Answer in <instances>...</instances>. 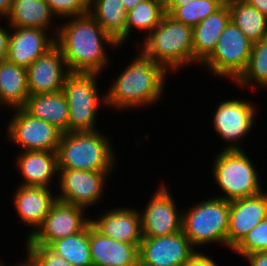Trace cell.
<instances>
[{"label":"cell","mask_w":267,"mask_h":266,"mask_svg":"<svg viewBox=\"0 0 267 266\" xmlns=\"http://www.w3.org/2000/svg\"><path fill=\"white\" fill-rule=\"evenodd\" d=\"M267 217V193L230 201L227 247L233 250L245 236Z\"/></svg>","instance_id":"cell-16"},{"label":"cell","mask_w":267,"mask_h":266,"mask_svg":"<svg viewBox=\"0 0 267 266\" xmlns=\"http://www.w3.org/2000/svg\"><path fill=\"white\" fill-rule=\"evenodd\" d=\"M27 69L4 60L0 62V107L23 108L29 97Z\"/></svg>","instance_id":"cell-24"},{"label":"cell","mask_w":267,"mask_h":266,"mask_svg":"<svg viewBox=\"0 0 267 266\" xmlns=\"http://www.w3.org/2000/svg\"><path fill=\"white\" fill-rule=\"evenodd\" d=\"M8 28H2L0 25V62L6 60L8 51V41L11 31Z\"/></svg>","instance_id":"cell-37"},{"label":"cell","mask_w":267,"mask_h":266,"mask_svg":"<svg viewBox=\"0 0 267 266\" xmlns=\"http://www.w3.org/2000/svg\"><path fill=\"white\" fill-rule=\"evenodd\" d=\"M31 116L55 125L68 133L69 105L63 91L30 95L23 107Z\"/></svg>","instance_id":"cell-23"},{"label":"cell","mask_w":267,"mask_h":266,"mask_svg":"<svg viewBox=\"0 0 267 266\" xmlns=\"http://www.w3.org/2000/svg\"><path fill=\"white\" fill-rule=\"evenodd\" d=\"M84 211L83 207L57 200L42 226L26 239V243L49 246L58 239L81 232L90 223V218L85 216Z\"/></svg>","instance_id":"cell-13"},{"label":"cell","mask_w":267,"mask_h":266,"mask_svg":"<svg viewBox=\"0 0 267 266\" xmlns=\"http://www.w3.org/2000/svg\"><path fill=\"white\" fill-rule=\"evenodd\" d=\"M249 100H223L213 113V128L223 141L229 142L223 150H242L238 146L251 131L258 107ZM257 111V112H256Z\"/></svg>","instance_id":"cell-10"},{"label":"cell","mask_w":267,"mask_h":266,"mask_svg":"<svg viewBox=\"0 0 267 266\" xmlns=\"http://www.w3.org/2000/svg\"><path fill=\"white\" fill-rule=\"evenodd\" d=\"M249 5L258 9L262 14L267 16V0H244Z\"/></svg>","instance_id":"cell-38"},{"label":"cell","mask_w":267,"mask_h":266,"mask_svg":"<svg viewBox=\"0 0 267 266\" xmlns=\"http://www.w3.org/2000/svg\"><path fill=\"white\" fill-rule=\"evenodd\" d=\"M124 5L126 11H130L133 7H135L139 2L144 0H121Z\"/></svg>","instance_id":"cell-42"},{"label":"cell","mask_w":267,"mask_h":266,"mask_svg":"<svg viewBox=\"0 0 267 266\" xmlns=\"http://www.w3.org/2000/svg\"><path fill=\"white\" fill-rule=\"evenodd\" d=\"M195 251L183 230L168 236L143 237L139 266H183Z\"/></svg>","instance_id":"cell-14"},{"label":"cell","mask_w":267,"mask_h":266,"mask_svg":"<svg viewBox=\"0 0 267 266\" xmlns=\"http://www.w3.org/2000/svg\"><path fill=\"white\" fill-rule=\"evenodd\" d=\"M100 75L70 72L66 76L62 91L69 105L68 133L96 131L99 106H106V96H99L97 87Z\"/></svg>","instance_id":"cell-5"},{"label":"cell","mask_w":267,"mask_h":266,"mask_svg":"<svg viewBox=\"0 0 267 266\" xmlns=\"http://www.w3.org/2000/svg\"><path fill=\"white\" fill-rule=\"evenodd\" d=\"M7 126L8 140L23 151L57 152L62 131L55 125L31 116L24 108L13 109Z\"/></svg>","instance_id":"cell-9"},{"label":"cell","mask_w":267,"mask_h":266,"mask_svg":"<svg viewBox=\"0 0 267 266\" xmlns=\"http://www.w3.org/2000/svg\"><path fill=\"white\" fill-rule=\"evenodd\" d=\"M56 17L44 0H13L7 15L8 25L48 30Z\"/></svg>","instance_id":"cell-26"},{"label":"cell","mask_w":267,"mask_h":266,"mask_svg":"<svg viewBox=\"0 0 267 266\" xmlns=\"http://www.w3.org/2000/svg\"><path fill=\"white\" fill-rule=\"evenodd\" d=\"M235 82L245 88L254 82L259 88H267V37L252 44L247 66Z\"/></svg>","instance_id":"cell-29"},{"label":"cell","mask_w":267,"mask_h":266,"mask_svg":"<svg viewBox=\"0 0 267 266\" xmlns=\"http://www.w3.org/2000/svg\"><path fill=\"white\" fill-rule=\"evenodd\" d=\"M232 21L252 42L267 37V16L244 0H232L229 4Z\"/></svg>","instance_id":"cell-27"},{"label":"cell","mask_w":267,"mask_h":266,"mask_svg":"<svg viewBox=\"0 0 267 266\" xmlns=\"http://www.w3.org/2000/svg\"><path fill=\"white\" fill-rule=\"evenodd\" d=\"M26 69L29 95L62 91L66 76L70 73L56 44Z\"/></svg>","instance_id":"cell-15"},{"label":"cell","mask_w":267,"mask_h":266,"mask_svg":"<svg viewBox=\"0 0 267 266\" xmlns=\"http://www.w3.org/2000/svg\"><path fill=\"white\" fill-rule=\"evenodd\" d=\"M49 247L73 266H93L89 224L79 233L52 242Z\"/></svg>","instance_id":"cell-28"},{"label":"cell","mask_w":267,"mask_h":266,"mask_svg":"<svg viewBox=\"0 0 267 266\" xmlns=\"http://www.w3.org/2000/svg\"><path fill=\"white\" fill-rule=\"evenodd\" d=\"M26 253V258L24 259L25 261H21L16 265L14 263L12 264V266H41L39 262L28 251H26Z\"/></svg>","instance_id":"cell-39"},{"label":"cell","mask_w":267,"mask_h":266,"mask_svg":"<svg viewBox=\"0 0 267 266\" xmlns=\"http://www.w3.org/2000/svg\"><path fill=\"white\" fill-rule=\"evenodd\" d=\"M167 72L140 51L106 91V106L121 111L154 105L162 97Z\"/></svg>","instance_id":"cell-2"},{"label":"cell","mask_w":267,"mask_h":266,"mask_svg":"<svg viewBox=\"0 0 267 266\" xmlns=\"http://www.w3.org/2000/svg\"><path fill=\"white\" fill-rule=\"evenodd\" d=\"M244 258L249 266H267V251L250 253Z\"/></svg>","instance_id":"cell-36"},{"label":"cell","mask_w":267,"mask_h":266,"mask_svg":"<svg viewBox=\"0 0 267 266\" xmlns=\"http://www.w3.org/2000/svg\"><path fill=\"white\" fill-rule=\"evenodd\" d=\"M211 169L215 183L225 194L219 198L231 201L263 191L258 171L243 149L221 150Z\"/></svg>","instance_id":"cell-6"},{"label":"cell","mask_w":267,"mask_h":266,"mask_svg":"<svg viewBox=\"0 0 267 266\" xmlns=\"http://www.w3.org/2000/svg\"><path fill=\"white\" fill-rule=\"evenodd\" d=\"M167 188L161 184L141 211L142 237L168 236L182 230L183 213Z\"/></svg>","instance_id":"cell-12"},{"label":"cell","mask_w":267,"mask_h":266,"mask_svg":"<svg viewBox=\"0 0 267 266\" xmlns=\"http://www.w3.org/2000/svg\"><path fill=\"white\" fill-rule=\"evenodd\" d=\"M164 9H166L172 2V0H156Z\"/></svg>","instance_id":"cell-43"},{"label":"cell","mask_w":267,"mask_h":266,"mask_svg":"<svg viewBox=\"0 0 267 266\" xmlns=\"http://www.w3.org/2000/svg\"><path fill=\"white\" fill-rule=\"evenodd\" d=\"M183 266H218L216 262L203 252L195 251Z\"/></svg>","instance_id":"cell-35"},{"label":"cell","mask_w":267,"mask_h":266,"mask_svg":"<svg viewBox=\"0 0 267 266\" xmlns=\"http://www.w3.org/2000/svg\"><path fill=\"white\" fill-rule=\"evenodd\" d=\"M52 188L41 186H19L13 198V206L25 226L32 227L26 237L29 239L42 226L45 217L52 205L57 201V196ZM34 228V229H33Z\"/></svg>","instance_id":"cell-18"},{"label":"cell","mask_w":267,"mask_h":266,"mask_svg":"<svg viewBox=\"0 0 267 266\" xmlns=\"http://www.w3.org/2000/svg\"><path fill=\"white\" fill-rule=\"evenodd\" d=\"M229 22V6L224 4L193 28V64L201 65L212 54Z\"/></svg>","instance_id":"cell-22"},{"label":"cell","mask_w":267,"mask_h":266,"mask_svg":"<svg viewBox=\"0 0 267 266\" xmlns=\"http://www.w3.org/2000/svg\"><path fill=\"white\" fill-rule=\"evenodd\" d=\"M264 251H267V217L257 224L233 249V252L242 257L250 253Z\"/></svg>","instance_id":"cell-32"},{"label":"cell","mask_w":267,"mask_h":266,"mask_svg":"<svg viewBox=\"0 0 267 266\" xmlns=\"http://www.w3.org/2000/svg\"><path fill=\"white\" fill-rule=\"evenodd\" d=\"M90 223L102 235L124 243L140 245L143 238L141 217L136 208H113L97 219H90Z\"/></svg>","instance_id":"cell-19"},{"label":"cell","mask_w":267,"mask_h":266,"mask_svg":"<svg viewBox=\"0 0 267 266\" xmlns=\"http://www.w3.org/2000/svg\"><path fill=\"white\" fill-rule=\"evenodd\" d=\"M252 42L230 21L221 33L212 54L201 64L216 77L234 82L244 72L252 50Z\"/></svg>","instance_id":"cell-8"},{"label":"cell","mask_w":267,"mask_h":266,"mask_svg":"<svg viewBox=\"0 0 267 266\" xmlns=\"http://www.w3.org/2000/svg\"><path fill=\"white\" fill-rule=\"evenodd\" d=\"M89 243L93 266H139V245L104 236L91 223Z\"/></svg>","instance_id":"cell-20"},{"label":"cell","mask_w":267,"mask_h":266,"mask_svg":"<svg viewBox=\"0 0 267 266\" xmlns=\"http://www.w3.org/2000/svg\"><path fill=\"white\" fill-rule=\"evenodd\" d=\"M0 266H6L5 264H3V262H1V260H0Z\"/></svg>","instance_id":"cell-45"},{"label":"cell","mask_w":267,"mask_h":266,"mask_svg":"<svg viewBox=\"0 0 267 266\" xmlns=\"http://www.w3.org/2000/svg\"><path fill=\"white\" fill-rule=\"evenodd\" d=\"M9 35L6 60L27 68L55 45V34L47 30L32 27H13Z\"/></svg>","instance_id":"cell-17"},{"label":"cell","mask_w":267,"mask_h":266,"mask_svg":"<svg viewBox=\"0 0 267 266\" xmlns=\"http://www.w3.org/2000/svg\"><path fill=\"white\" fill-rule=\"evenodd\" d=\"M193 0H172L171 4L165 9V13H170L176 6L186 5Z\"/></svg>","instance_id":"cell-41"},{"label":"cell","mask_w":267,"mask_h":266,"mask_svg":"<svg viewBox=\"0 0 267 266\" xmlns=\"http://www.w3.org/2000/svg\"><path fill=\"white\" fill-rule=\"evenodd\" d=\"M223 5L219 0H193L186 5L176 6L169 15L180 23L194 28Z\"/></svg>","instance_id":"cell-31"},{"label":"cell","mask_w":267,"mask_h":266,"mask_svg":"<svg viewBox=\"0 0 267 266\" xmlns=\"http://www.w3.org/2000/svg\"><path fill=\"white\" fill-rule=\"evenodd\" d=\"M26 249L41 266H73L49 246L27 244Z\"/></svg>","instance_id":"cell-34"},{"label":"cell","mask_w":267,"mask_h":266,"mask_svg":"<svg viewBox=\"0 0 267 266\" xmlns=\"http://www.w3.org/2000/svg\"><path fill=\"white\" fill-rule=\"evenodd\" d=\"M13 0H0V16L7 17L11 10Z\"/></svg>","instance_id":"cell-40"},{"label":"cell","mask_w":267,"mask_h":266,"mask_svg":"<svg viewBox=\"0 0 267 266\" xmlns=\"http://www.w3.org/2000/svg\"><path fill=\"white\" fill-rule=\"evenodd\" d=\"M21 152L16 158V166L24 182L19 185L53 188L50 184L54 176L58 177L57 152L45 150Z\"/></svg>","instance_id":"cell-21"},{"label":"cell","mask_w":267,"mask_h":266,"mask_svg":"<svg viewBox=\"0 0 267 266\" xmlns=\"http://www.w3.org/2000/svg\"><path fill=\"white\" fill-rule=\"evenodd\" d=\"M111 172L113 171L58 169V187L61 192L56 193L57 200L85 209L90 208L104 195V184Z\"/></svg>","instance_id":"cell-11"},{"label":"cell","mask_w":267,"mask_h":266,"mask_svg":"<svg viewBox=\"0 0 267 266\" xmlns=\"http://www.w3.org/2000/svg\"><path fill=\"white\" fill-rule=\"evenodd\" d=\"M110 142L98 129L62 133L57 149L58 169L113 171L116 155Z\"/></svg>","instance_id":"cell-4"},{"label":"cell","mask_w":267,"mask_h":266,"mask_svg":"<svg viewBox=\"0 0 267 266\" xmlns=\"http://www.w3.org/2000/svg\"><path fill=\"white\" fill-rule=\"evenodd\" d=\"M88 13L117 42L126 41L127 11L121 0H90Z\"/></svg>","instance_id":"cell-25"},{"label":"cell","mask_w":267,"mask_h":266,"mask_svg":"<svg viewBox=\"0 0 267 266\" xmlns=\"http://www.w3.org/2000/svg\"><path fill=\"white\" fill-rule=\"evenodd\" d=\"M182 211V230L196 247L220 243L227 247L230 201L219 197L208 198Z\"/></svg>","instance_id":"cell-7"},{"label":"cell","mask_w":267,"mask_h":266,"mask_svg":"<svg viewBox=\"0 0 267 266\" xmlns=\"http://www.w3.org/2000/svg\"><path fill=\"white\" fill-rule=\"evenodd\" d=\"M68 19L52 30L69 71L100 74L109 62L105 46L115 48L117 42L89 13Z\"/></svg>","instance_id":"cell-1"},{"label":"cell","mask_w":267,"mask_h":266,"mask_svg":"<svg viewBox=\"0 0 267 266\" xmlns=\"http://www.w3.org/2000/svg\"><path fill=\"white\" fill-rule=\"evenodd\" d=\"M165 14V9L156 0H144L127 12L126 40L133 28L146 31L145 35L157 27Z\"/></svg>","instance_id":"cell-30"},{"label":"cell","mask_w":267,"mask_h":266,"mask_svg":"<svg viewBox=\"0 0 267 266\" xmlns=\"http://www.w3.org/2000/svg\"><path fill=\"white\" fill-rule=\"evenodd\" d=\"M143 41L138 52L163 66L167 71L193 65V28L165 13L160 24Z\"/></svg>","instance_id":"cell-3"},{"label":"cell","mask_w":267,"mask_h":266,"mask_svg":"<svg viewBox=\"0 0 267 266\" xmlns=\"http://www.w3.org/2000/svg\"><path fill=\"white\" fill-rule=\"evenodd\" d=\"M221 1L223 4H229L232 0H219Z\"/></svg>","instance_id":"cell-44"},{"label":"cell","mask_w":267,"mask_h":266,"mask_svg":"<svg viewBox=\"0 0 267 266\" xmlns=\"http://www.w3.org/2000/svg\"><path fill=\"white\" fill-rule=\"evenodd\" d=\"M56 17L69 18L87 14L88 0H44Z\"/></svg>","instance_id":"cell-33"}]
</instances>
